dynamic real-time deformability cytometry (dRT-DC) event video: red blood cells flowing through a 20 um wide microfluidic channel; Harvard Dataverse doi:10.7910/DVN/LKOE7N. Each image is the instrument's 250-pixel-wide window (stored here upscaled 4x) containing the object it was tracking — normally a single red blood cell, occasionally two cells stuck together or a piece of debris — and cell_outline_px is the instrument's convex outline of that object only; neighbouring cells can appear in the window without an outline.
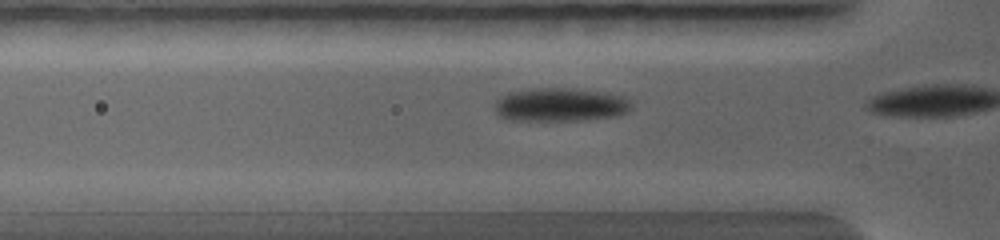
{"species": "common noctule bat (a hibernating species)", "species_latin": "Nyctalus noctula", "temperature_condition": "warm", "stored_images_in_passage": 4, "camera_frame_rate_fps": 5000, "um_per_image_px": 0.085, "animal": {"sex": "female", "body_mass_g": 19.0, "forearm_length_mm": 56.7}, "frame": {"image": 1, "passage_image": 3, "time_ms": 0.6, "image_size_px": [1000, 240], "cell_outline_px": [[636, 100], [632, 108], [624, 112], [604, 116], [504, 116], [496, 112], [492, 104], [500, 96], [508, 92], [532, 88], [580, 88], [608, 92], [624, 96]], "centroid_in_image_um": [47.73, 8.74], "position_along_channel_um": 78.1, "area_um2": 24.45}}